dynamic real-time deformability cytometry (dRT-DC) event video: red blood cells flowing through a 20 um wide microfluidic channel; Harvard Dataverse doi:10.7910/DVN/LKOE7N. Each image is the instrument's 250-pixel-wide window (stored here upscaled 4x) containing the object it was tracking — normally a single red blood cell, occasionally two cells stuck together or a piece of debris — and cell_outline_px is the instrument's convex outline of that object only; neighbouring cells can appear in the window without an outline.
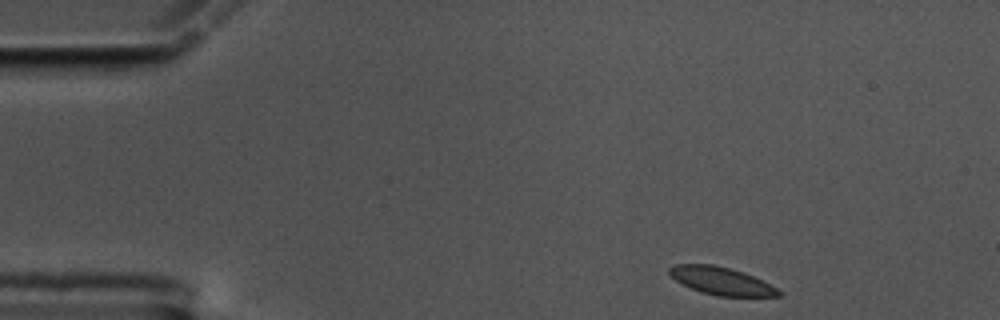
{"species": "common noctule bat (a hibernating species)", "species_latin": "Nyctalus noctula", "temperature_condition": "cold", "stored_images_in_passage": 51, "camera_frame_rate_fps": 3000, "um_per_image_px": 0.085, "animal": {"sex": "male", "body_mass_g": 17.5, "forearm_length_mm": 52.3}, "frame": {"image": 1, "passage_image": 1, "time_ms": 0.0, "image_size_px": [1000, 320], "cell_outline_px": [[780, 296], [716, 296], [700, 292], [676, 280], [668, 272], [668, 268], [676, 264], [712, 264], [744, 272], [776, 288], [780, 292]], "centroid_in_image_um": [61.27, 23.87], "position_along_channel_um": 23.7, "area_um2": 17.28}}
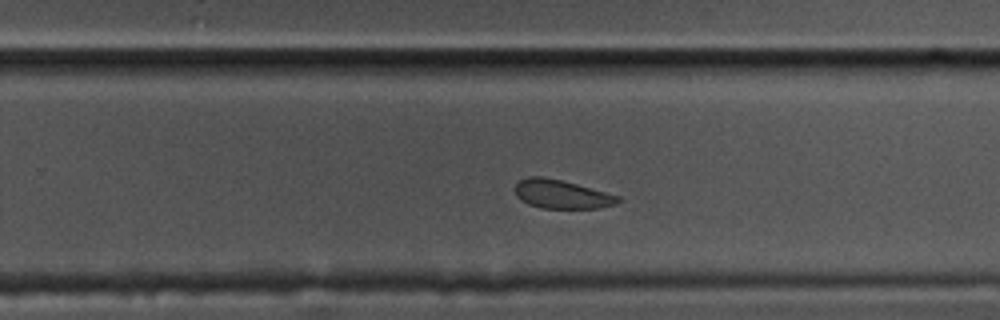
{"frame": {"image": 2, "passage_image": 30, "time_ms": 9.667, "image_size_px": [1000, 320], "cell_outline_px": [[620, 200], [616, 204], [600, 208], [540, 208], [528, 204], [520, 200], [516, 196], [516, 184], [520, 180], [528, 176], [544, 176], [576, 184], [620, 196]], "centroid_in_image_um": [47.72, 16.51], "position_along_channel_um": 282.1, "area_um2": 17.17}}
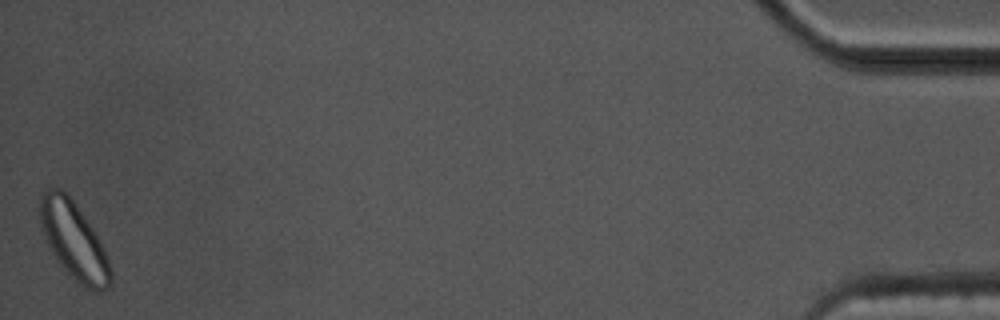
{"frame": {"image": 3, "passage_image": 51, "time_ms": 16.667, "image_size_px": [1000, 320], "cell_outline_px": [[112, 284], [108, 288], [100, 292], [96, 292], [84, 288], [56, 260], [40, 228], [40, 196], [44, 188], [60, 188], [72, 200], [96, 232], [104, 248], [112, 268]], "centroid_in_image_um": [6.3, 20.48], "position_along_channel_um": 428.9, "area_um2": 31.91}, "authors_computed_cell_mechanics": {"area_um2": 18.4382, "velocity_mm_per_s": 3.4393, "shape_relaxation_time_tau1_ms": 4.7938, "shape_relaxation_time_tau2_ms": 7.3338, "deformation_change_tau1": 0.0616, "deformation_change_tau2": 0.0942}}